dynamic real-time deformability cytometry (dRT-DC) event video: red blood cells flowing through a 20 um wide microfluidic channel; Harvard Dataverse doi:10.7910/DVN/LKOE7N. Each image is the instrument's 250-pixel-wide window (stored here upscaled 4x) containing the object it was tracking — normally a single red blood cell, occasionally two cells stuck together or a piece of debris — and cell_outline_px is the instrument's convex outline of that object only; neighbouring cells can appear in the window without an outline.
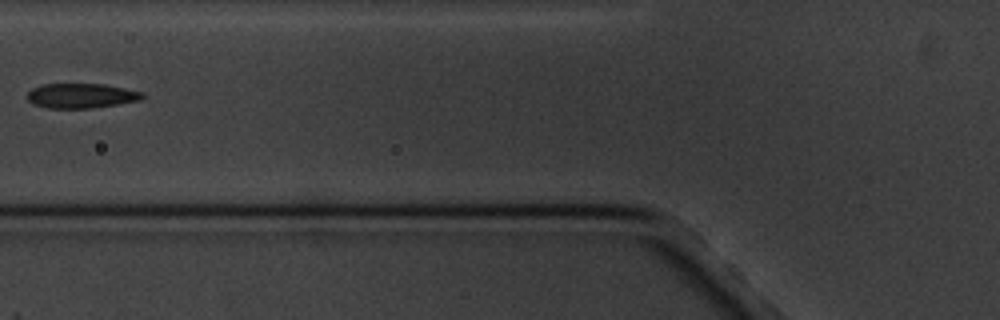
{"species": "common noctule bat (a hibernating species)", "species_latin": "Nyctalus noctula", "temperature_condition": "cold", "stored_images_in_passage": 7, "camera_frame_rate_fps": 3000, "um_per_image_px": 0.085, "animal": {"sex": "male", "body_mass_g": 20.1, "forearm_length_mm": 53.5}, "frame": {"image": 1, "passage_image": 7, "time_ms": 7.0, "image_size_px": [1000, 320], "cell_outline_px": [[144, 96], [140, 100], [92, 108], [48, 108], [32, 104], [28, 100], [28, 92], [32, 88], [44, 84], [104, 84], [144, 92]], "centroid_in_image_um": [6.89, 8.14], "position_along_channel_um": 118.9, "area_um2": 16.53}}